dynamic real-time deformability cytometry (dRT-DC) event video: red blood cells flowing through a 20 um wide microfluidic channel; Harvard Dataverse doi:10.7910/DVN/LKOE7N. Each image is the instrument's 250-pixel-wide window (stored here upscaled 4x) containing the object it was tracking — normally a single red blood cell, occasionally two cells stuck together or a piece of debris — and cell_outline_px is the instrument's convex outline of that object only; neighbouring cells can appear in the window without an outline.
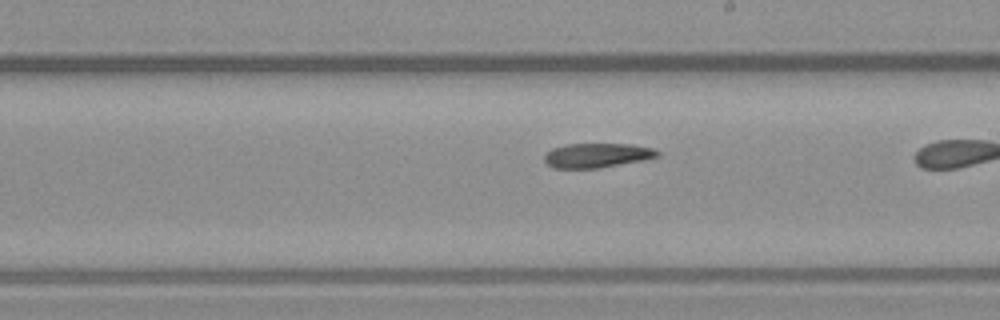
{"species": "common noctule bat (a hibernating species)", "species_latin": "Nyctalus noctula", "temperature_condition": "warm", "stored_images_in_passage": 25, "camera_frame_rate_fps": 3000, "um_per_image_px": 0.085, "animal": {"sex": "male", "body_mass_g": 23.1, "forearm_length_mm": 52.7}, "frame": {"image": 1, "passage_image": 15, "time_ms": 4.667, "image_size_px": [1000, 320], "cell_outline_px": [[660, 156], [644, 160], [600, 168], [552, 168], [544, 160], [544, 156], [552, 148], [564, 144], [632, 144], [652, 148], [660, 152]], "centroid_in_image_um": [50.76, 13.2], "position_along_channel_um": 238.2, "area_um2": 16.18}}
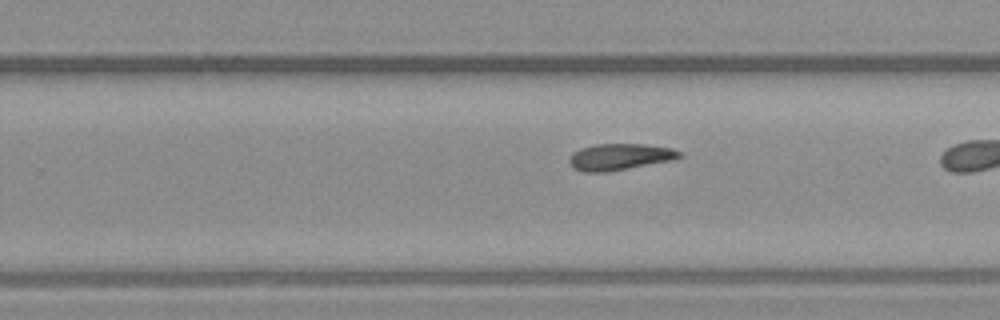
{"frame": {"image": 2, "passage_image": 18, "time_ms": 5.667, "image_size_px": [1000, 320], "cell_outline_px": [[684, 156], [672, 160], [608, 172], [584, 172], [572, 168], [568, 160], [572, 152], [580, 148], [596, 144], [644, 144], [672, 148], [680, 152]], "centroid_in_image_um": [52.65, 13.33], "position_along_channel_um": 277.1, "area_um2": 17.11}}